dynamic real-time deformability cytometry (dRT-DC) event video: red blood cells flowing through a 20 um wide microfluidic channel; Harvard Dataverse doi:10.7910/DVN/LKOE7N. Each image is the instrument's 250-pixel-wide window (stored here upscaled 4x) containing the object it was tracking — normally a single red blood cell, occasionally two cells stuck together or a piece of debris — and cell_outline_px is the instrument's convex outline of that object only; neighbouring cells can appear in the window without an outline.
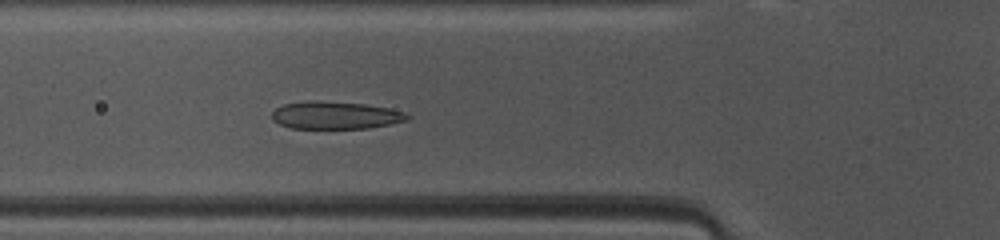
{"species": "common noctule bat (a hibernating species)", "species_latin": "Nyctalus noctula", "temperature_condition": "warm", "stored_images_in_passage": 39, "camera_frame_rate_fps": 3000, "um_per_image_px": 0.085, "animal": {"sex": "female", "body_mass_g": 10.0, "forearm_length_mm": 53.1}, "frame": {"image": 1, "passage_image": 7, "time_ms": 2.0, "image_size_px": [1000, 240], "cell_outline_px": [[412, 116], [408, 120], [368, 128], [292, 128], [280, 124], [272, 120], [272, 112], [276, 108], [284, 104], [308, 100], [316, 100], [364, 104], [388, 108], [404, 112]], "centroid_in_image_um": [28.5, 9.79], "position_along_channel_um": 97.3, "area_um2": 21.68}}
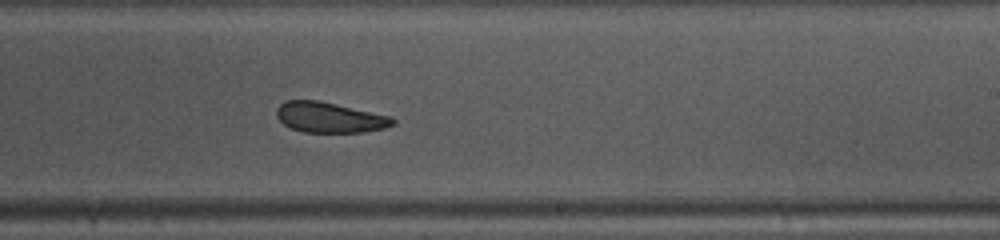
{"frame": {"image": 2, "passage_image": 19, "time_ms": 6.0, "image_size_px": [1000, 240], "cell_outline_px": [[396, 124], [384, 128], [364, 132], [304, 132], [292, 128], [284, 124], [276, 116], [276, 108], [280, 104], [288, 100], [320, 100], [392, 116], [396, 120]], "centroid_in_image_um": [28.05, 9.97], "position_along_channel_um": 261.0, "area_um2": 20.75}}
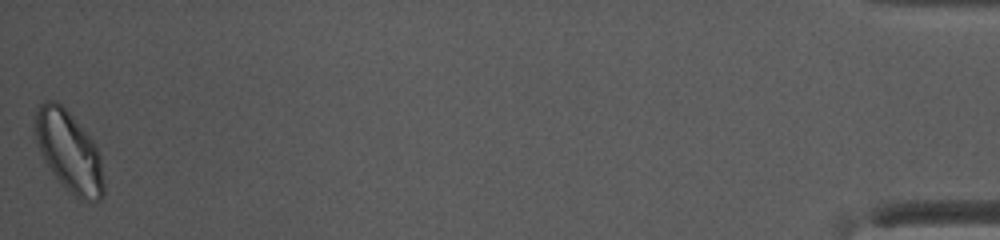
{"frame": {"image": 3, "passage_image": 39, "time_ms": 12.667, "image_size_px": [1000, 240], "cell_outline_px": [[104, 196], [100, 200], [80, 200], [72, 196], [52, 172], [44, 160], [40, 152], [32, 128], [36, 112], [40, 104], [44, 100], [56, 100], [72, 116], [92, 140], [100, 156], [104, 184]], "centroid_in_image_um": [5.84, 12.88], "position_along_channel_um": 429.4, "area_um2": 32.19}, "authors_computed_cell_mechanics": {"area_um2": 22.253, "velocity_mm_per_s": 4.0832, "shape_relaxation_time_tau1_ms": 2.9084, "shape_relaxation_time_tau2_ms": 3.3276, "deformation_change_tau1": 0.0921, "deformation_change_tau2": 0.0372}}